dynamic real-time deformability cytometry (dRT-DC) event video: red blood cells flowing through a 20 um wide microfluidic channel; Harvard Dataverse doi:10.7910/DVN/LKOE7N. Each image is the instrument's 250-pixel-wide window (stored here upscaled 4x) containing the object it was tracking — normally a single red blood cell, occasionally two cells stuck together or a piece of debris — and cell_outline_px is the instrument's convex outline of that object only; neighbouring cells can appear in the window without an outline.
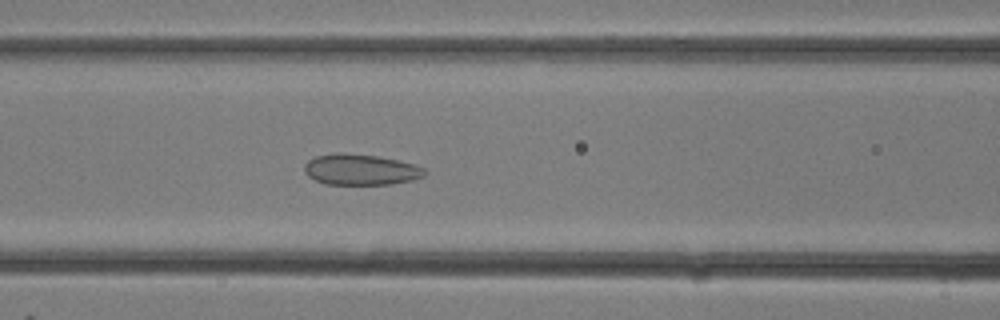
{"species": "common noctule bat (a hibernating species)", "species_latin": "Nyctalus noctula", "temperature_condition": "room temperature", "stored_images_in_passage": 28, "camera_frame_rate_fps": 3000, "um_per_image_px": 0.085, "animal": {"sex": "female"}, "frame": {"image": 1, "passage_image": 12, "time_ms": 3.667, "image_size_px": [1000, 320], "cell_outline_px": [[428, 172], [424, 176], [412, 180], [392, 184], [324, 184], [308, 176], [304, 172], [304, 164], [308, 160], [316, 156], [332, 152], [344, 152], [376, 156], [416, 164], [424, 168]], "centroid_in_image_um": [30.64, 14.41], "position_along_channel_um": 136.0, "area_um2": 21.85}}
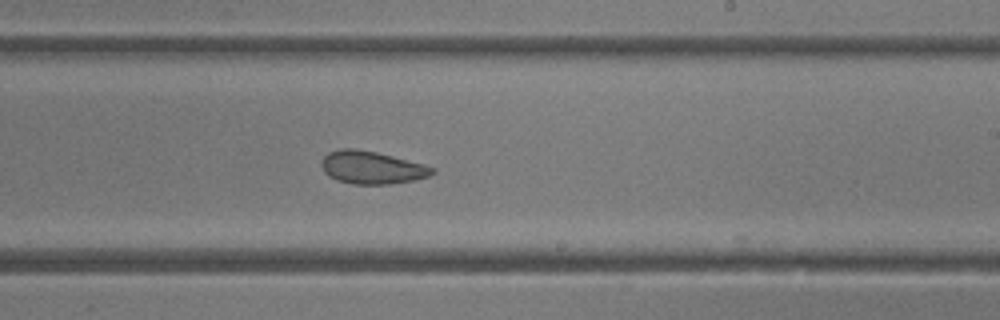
{"frame": {"image": 2, "passage_image": 17, "time_ms": 5.333, "image_size_px": [1000, 320], "cell_outline_px": [[436, 172], [428, 176], [416, 180], [388, 184], [352, 184], [336, 180], [328, 176], [324, 172], [320, 164], [324, 156], [328, 152], [340, 148], [356, 148], [376, 152], [424, 164], [436, 168]], "centroid_in_image_um": [31.59, 14.24], "position_along_channel_um": 257.4, "area_um2": 21.33}}
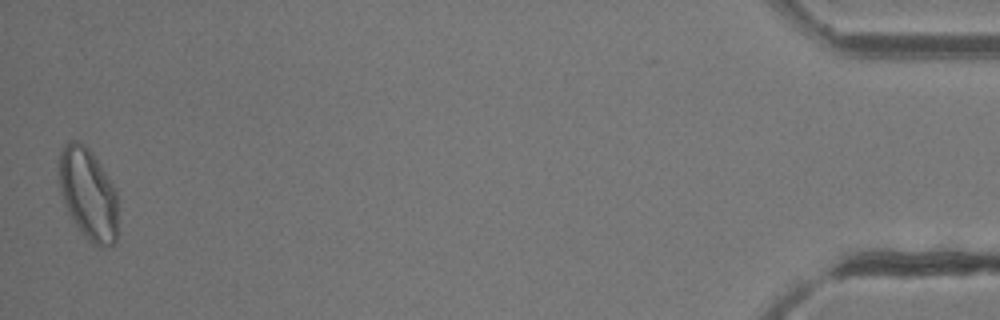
{"frame": {"image": 3, "passage_image": 28, "time_ms": 9.0, "image_size_px": [1000, 320], "cell_outline_px": [[116, 244], [100, 248], [88, 240], [84, 236], [68, 212], [64, 204], [60, 192], [60, 152], [64, 144], [68, 140], [76, 140], [84, 144], [92, 152], [108, 176], [116, 192]], "centroid_in_image_um": [7.49, 16.49], "position_along_channel_um": 427.7, "area_um2": 31.27}}